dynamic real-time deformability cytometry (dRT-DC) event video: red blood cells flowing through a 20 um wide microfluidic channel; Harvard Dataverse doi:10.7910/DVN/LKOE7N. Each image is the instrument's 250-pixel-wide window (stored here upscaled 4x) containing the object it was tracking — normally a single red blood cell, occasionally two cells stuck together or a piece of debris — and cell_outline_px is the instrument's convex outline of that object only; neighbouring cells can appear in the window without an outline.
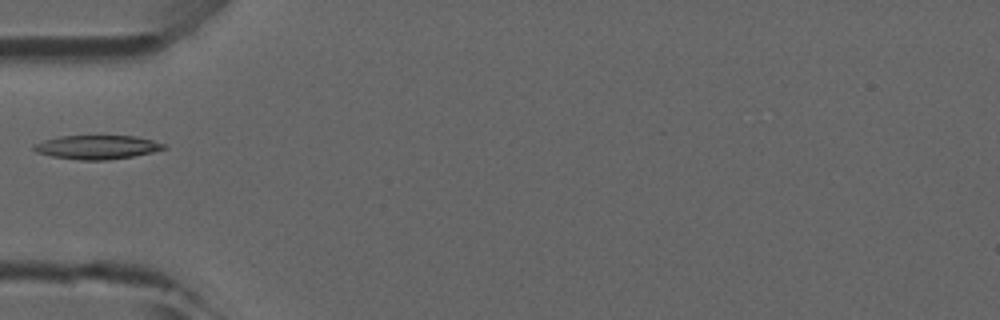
{"species": "common noctule bat (a hibernating species)", "species_latin": "Nyctalus noctula", "temperature_condition": "room temperature", "stored_images_in_passage": 20, "camera_frame_rate_fps": 3000, "um_per_image_px": 0.085, "animal": {"sex": "male", "forearm_length_mm": 52.5}, "frame": {"image": 1, "passage_image": 1, "time_ms": 0.0, "image_size_px": [1000, 320], "cell_outline_px": [[168, 148], [152, 152], [132, 156], [104, 160], [80, 160], [52, 156], [36, 152], [32, 148], [32, 144], [44, 140], [60, 136], [136, 136], [152, 140], [164, 144]], "centroid_in_image_um": [8.22, 12.5], "position_along_channel_um": 76.8, "area_um2": 17.98}}
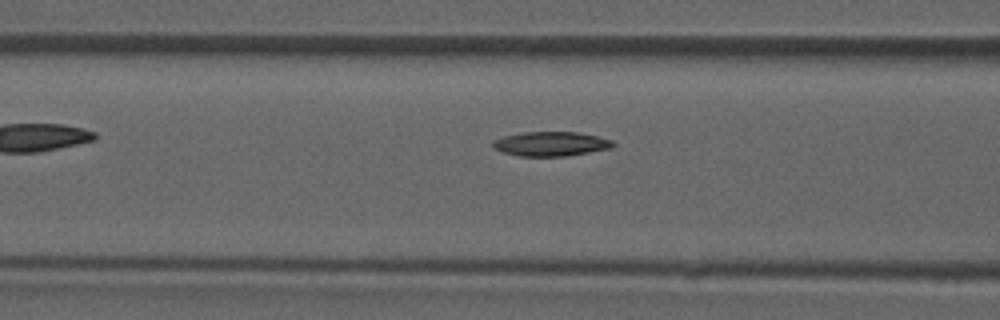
{"frame": {"image": 2, "passage_image": 4, "time_ms": 1.0, "image_size_px": [1000, 320], "cell_outline_px": [[616, 144], [612, 148], [564, 156], [520, 156], [504, 152], [492, 148], [492, 140], [504, 136], [524, 132], [576, 132], [596, 136], [612, 140]], "centroid_in_image_um": [46.81, 12.22], "position_along_channel_um": 119.8, "area_um2": 16.99}}